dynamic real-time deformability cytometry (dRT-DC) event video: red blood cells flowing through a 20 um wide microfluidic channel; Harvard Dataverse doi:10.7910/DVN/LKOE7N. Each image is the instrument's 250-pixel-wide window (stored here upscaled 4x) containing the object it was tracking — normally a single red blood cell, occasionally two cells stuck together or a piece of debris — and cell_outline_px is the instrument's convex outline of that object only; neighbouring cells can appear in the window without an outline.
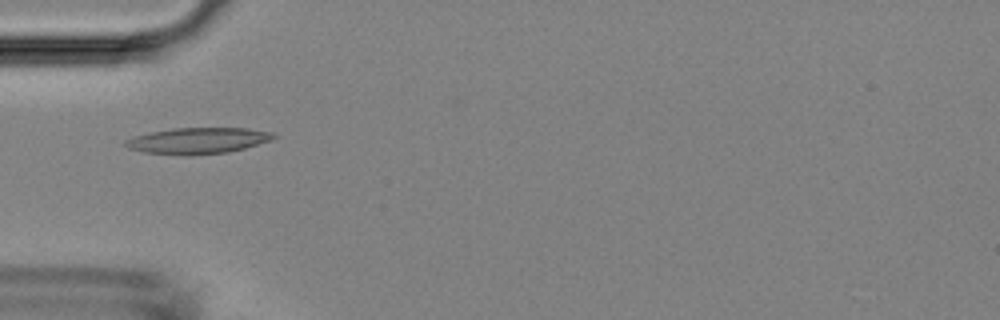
{"species": "Egyptian fruit bat (a non-hibernating species)", "species_latin": "Rousettus aegyptiacus", "temperature_condition": "room temperature", "stored_images_in_passage": 5, "camera_frame_rate_fps": 3000, "um_per_image_px": 0.085, "animal": {"sex": "female"}, "frame": {"image": 1, "passage_image": 4, "time_ms": 3.667, "image_size_px": [1000, 320], "cell_outline_px": [[276, 136], [272, 140], [244, 148], [228, 152], [192, 156], [184, 156], [144, 152], [128, 148], [124, 144], [124, 140], [136, 136], [152, 132], [172, 128], [248, 128], [276, 132]], "centroid_in_image_um": [16.85, 11.96], "position_along_channel_um": 68.2, "area_um2": 22.77}}